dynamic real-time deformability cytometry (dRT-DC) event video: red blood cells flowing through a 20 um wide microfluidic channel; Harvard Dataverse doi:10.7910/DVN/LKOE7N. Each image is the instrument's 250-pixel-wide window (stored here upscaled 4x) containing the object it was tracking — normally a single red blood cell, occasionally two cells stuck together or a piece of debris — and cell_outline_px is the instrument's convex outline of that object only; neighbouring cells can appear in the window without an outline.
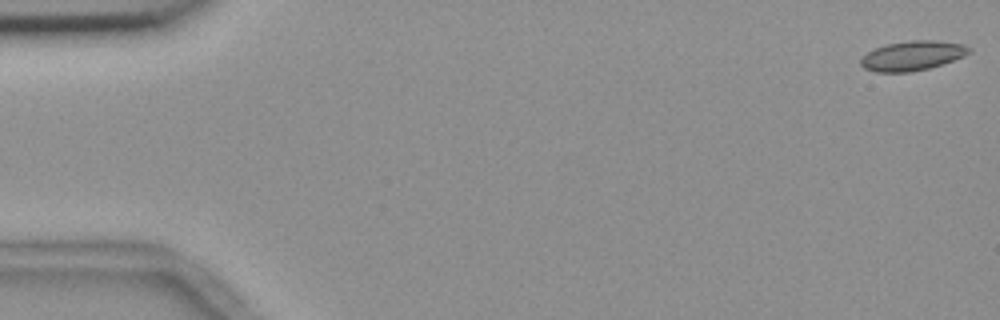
{"species": "common noctule bat (a hibernating species)", "species_latin": "Nyctalus noctula", "temperature_condition": "room temperature", "stored_images_in_passage": 55, "camera_frame_rate_fps": 3000, "um_per_image_px": 0.085, "animal": {"sex": "female", "body_mass_g": 18.4}, "frame": {"image": 1, "passage_image": 1, "time_ms": 0.0, "image_size_px": [1000, 320], "cell_outline_px": [[972, 52], [964, 56], [944, 64], [912, 72], [876, 72], [864, 68], [860, 64], [860, 60], [868, 52], [876, 48], [888, 44], [912, 40], [936, 40], [964, 44], [972, 48]], "centroid_in_image_um": [77.61, 4.73], "position_along_channel_um": 7.4, "area_um2": 18.73}}
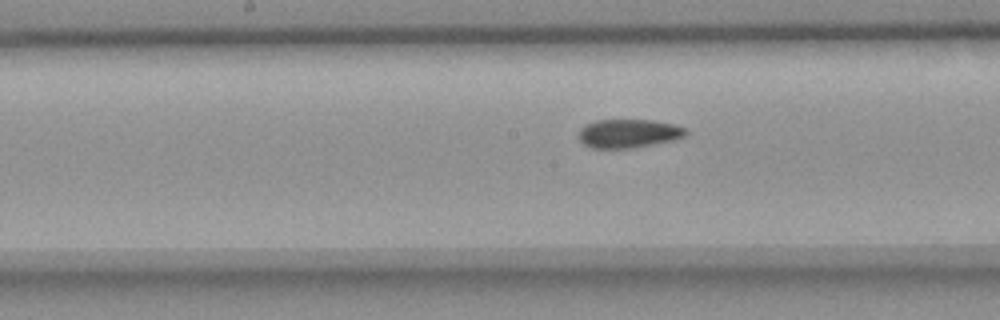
{"frame": {"image": 2, "passage_image": 28, "time_ms": 9.0, "image_size_px": [1000, 320], "cell_outline_px": [[688, 132], [684, 136], [676, 140], [632, 148], [592, 148], [584, 144], [580, 140], [580, 128], [584, 124], [596, 120], [652, 120], [676, 124], [684, 128]], "centroid_in_image_um": [53.45, 11.34], "position_along_channel_um": 194.8, "area_um2": 17.98}}
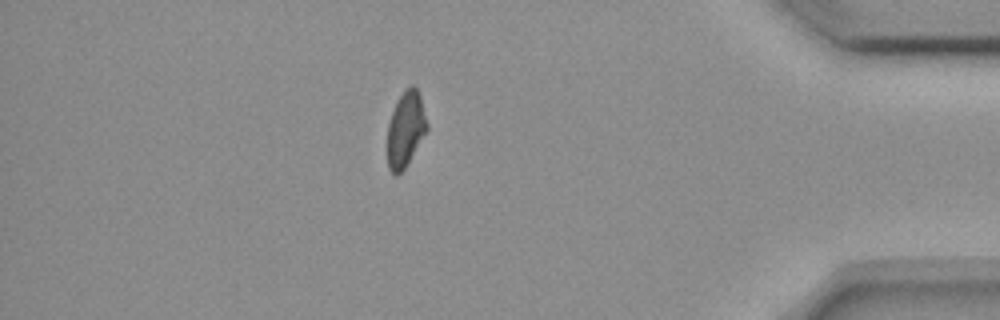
{"frame": {"image": 3, "passage_image": 48, "time_ms": 15.667, "image_size_px": [1000, 320], "cell_outline_px": [[428, 128], [404, 168], [396, 176], [388, 168], [388, 124], [396, 100], [404, 88], [412, 84], [416, 88], [420, 96], [428, 124]], "centroid_in_image_um": [34.47, 10.93], "position_along_channel_um": 400.7, "area_um2": 17.17}, "authors_computed_cell_mechanics": {"area_um2": 18.496, "velocity_mm_per_s": 3.6818, "shape_relaxation_time_tau1_ms": null, "shape_relaxation_time_tau2_ms": 2.6921, "deformation_change_tau1": null, "deformation_change_tau2": 0.0828}}